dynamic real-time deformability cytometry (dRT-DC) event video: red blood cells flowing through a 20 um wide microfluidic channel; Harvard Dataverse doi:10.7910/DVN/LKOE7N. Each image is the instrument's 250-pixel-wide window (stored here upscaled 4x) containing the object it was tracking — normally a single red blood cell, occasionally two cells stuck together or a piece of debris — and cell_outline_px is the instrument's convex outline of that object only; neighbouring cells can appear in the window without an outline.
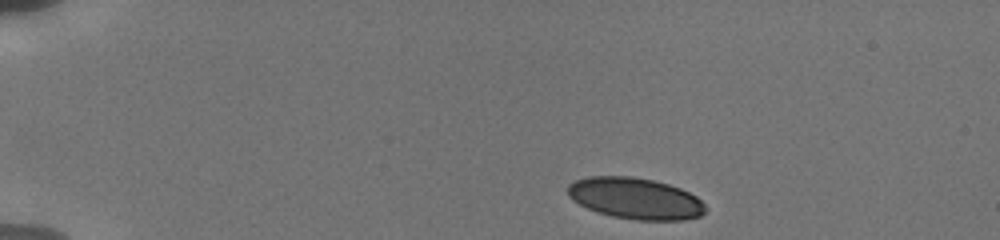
{"species": "human", "species_latin": "Homo sapiens", "temperature_condition": "cold", "stored_images_in_passage": 23, "camera_frame_rate_fps": 3000, "um_per_image_px": 0.085, "donor": {"sex": "male"}, "frame": {"image": 1, "passage_image": 1, "time_ms": 0.0, "image_size_px": [1000, 240], "cell_outline_px": [[704, 212], [700, 216], [684, 220], [636, 220], [612, 216], [596, 212], [572, 200], [568, 196], [568, 184], [576, 180], [588, 176], [632, 176], [652, 180], [668, 184], [680, 188], [696, 196], [704, 204]], "centroid_in_image_um": [53.98, 16.86], "position_along_channel_um": 31.0, "area_um2": 33.12}}
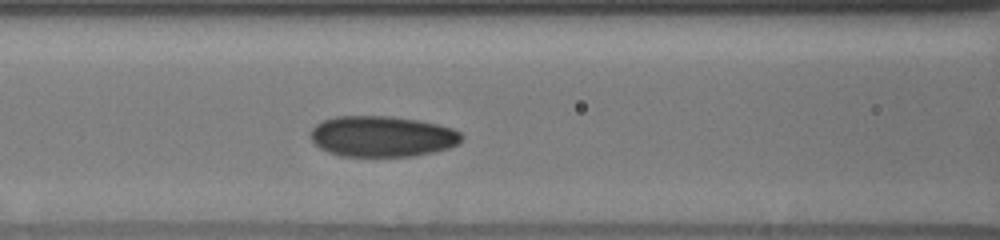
{"frame": {"image": 2, "passage_image": 14, "time_ms": 5.0, "image_size_px": [1000, 240], "cell_outline_px": [[464, 136], [456, 144], [448, 148], [432, 152], [412, 156], [340, 156], [328, 152], [320, 148], [312, 140], [312, 128], [316, 124], [324, 120], [336, 116], [392, 116], [416, 120], [436, 124], [452, 128], [460, 132]], "centroid_in_image_um": [32.47, 11.59], "position_along_channel_um": 134.1, "area_um2": 35.72}}
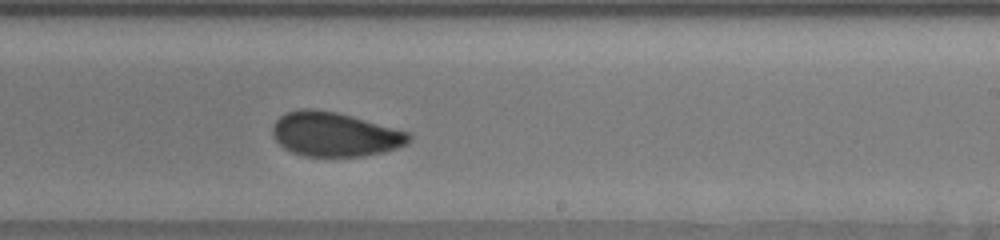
{"frame": {"image": 3, "passage_image": 23, "time_ms": 8.333, "image_size_px": [1000, 240], "cell_outline_px": [[412, 136], [408, 144], [384, 152], [360, 156], [304, 156], [292, 152], [284, 148], [272, 136], [272, 128], [276, 120], [280, 116], [288, 112], [304, 108], [312, 108], [336, 112], [352, 116], [408, 132]], "centroid_in_image_um": [28.44, 11.42], "position_along_channel_um": 260.6, "area_um2": 35.03}}